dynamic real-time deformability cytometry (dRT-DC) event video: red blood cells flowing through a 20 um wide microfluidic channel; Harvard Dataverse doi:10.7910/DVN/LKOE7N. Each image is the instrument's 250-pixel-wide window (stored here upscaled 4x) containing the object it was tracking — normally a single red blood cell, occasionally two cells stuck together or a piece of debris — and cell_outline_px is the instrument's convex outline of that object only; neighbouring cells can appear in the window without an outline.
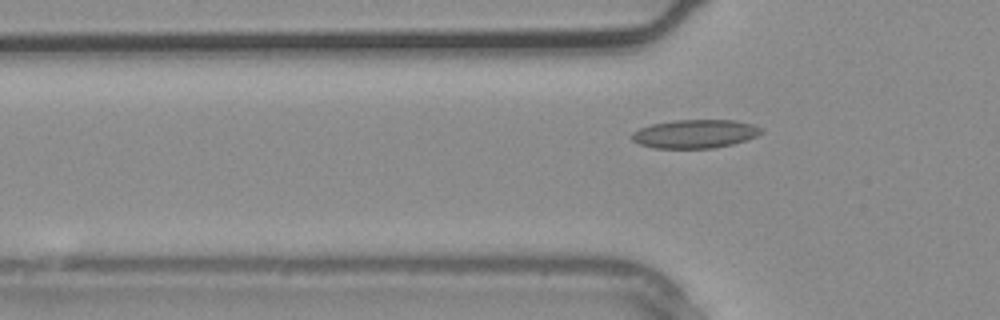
{"species": "common noctule bat (a hibernating species)", "species_latin": "Nyctalus noctula", "temperature_condition": "warm", "stored_images_in_passage": 2, "camera_frame_rate_fps": 3000, "um_per_image_px": 0.085, "animal": {"sex": "male", "body_mass_g": 20.4}, "frame": {"image": 1, "passage_image": 2, "time_ms": 0.333, "image_size_px": [1000, 320], "cell_outline_px": [[764, 132], [756, 136], [732, 144], [712, 148], [652, 148], [640, 144], [632, 140], [632, 132], [640, 128], [652, 124], [676, 120], [736, 120], [752, 124], [760, 128]], "centroid_in_image_um": [59.06, 11.37], "position_along_channel_um": 66.7, "area_um2": 21.39}}